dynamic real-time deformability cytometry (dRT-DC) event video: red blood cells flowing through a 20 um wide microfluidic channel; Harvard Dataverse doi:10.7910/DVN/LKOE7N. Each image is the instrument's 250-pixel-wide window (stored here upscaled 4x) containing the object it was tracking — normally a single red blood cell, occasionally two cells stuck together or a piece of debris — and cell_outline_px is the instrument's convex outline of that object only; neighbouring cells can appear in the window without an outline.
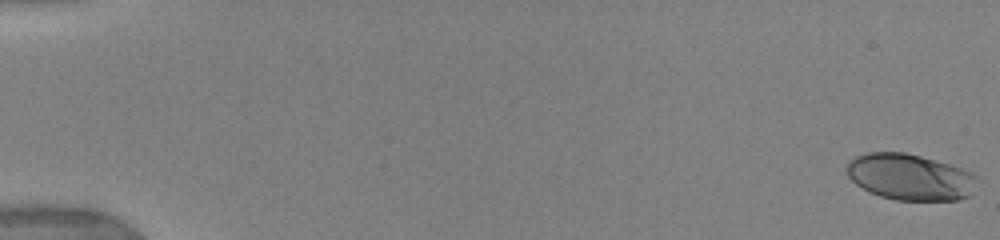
{"species": "human", "species_latin": "Homo sapiens", "temperature_condition": "warm", "stored_images_in_passage": 50, "camera_frame_rate_fps": 3000, "um_per_image_px": 0.085, "donor": {"sex": "female"}, "frame": {"image": 1, "passage_image": 1, "time_ms": 0.0, "image_size_px": [1000, 240], "cell_outline_px": [[980, 180], [972, 196], [956, 200], [896, 200], [880, 196], [868, 192], [856, 184], [848, 176], [848, 160], [864, 152], [904, 152], [920, 156], [948, 164], [972, 172]], "centroid_in_image_um": [77.39, 15.06], "position_along_channel_um": 7.6, "area_um2": 35.43}}
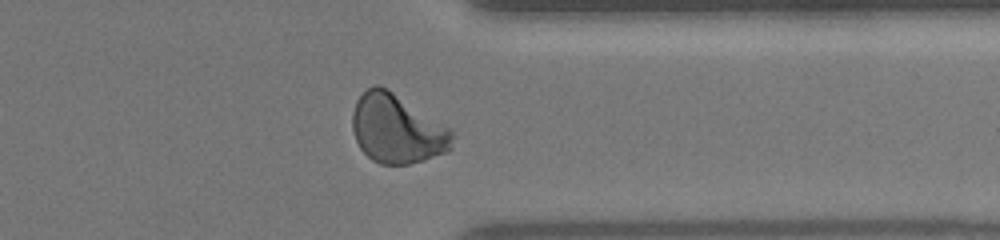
{"frame": {"image": 2, "passage_image": 40, "time_ms": 14.0, "image_size_px": [1000, 240], "cell_outline_px": [[456, 136], [452, 148], [448, 152], [424, 160], [408, 164], [380, 164], [372, 160], [360, 148], [356, 140], [352, 128], [352, 112], [356, 100], [368, 88], [376, 84], [380, 84], [388, 88], [452, 128]], "centroid_in_image_um": [33.79, 10.95], "position_along_channel_um": 377.6, "area_um2": 40.81}}
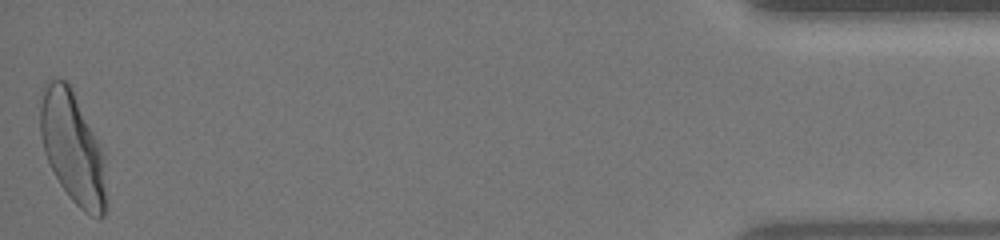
{"frame": {"image": 3, "passage_image": 50, "time_ms": 17.333, "image_size_px": [1000, 240], "cell_outline_px": [[104, 216], [96, 216], [84, 212], [68, 196], [60, 184], [44, 152], [40, 132], [40, 104], [48, 80], [64, 80], [68, 84], [104, 156]], "centroid_in_image_um": [6.13, 12.59], "position_along_channel_um": 429.1, "area_um2": 40.98}, "authors_computed_cell_mechanics": {"area_um2": 37.7723, "velocity_mm_per_s": 3.8978, "shape_relaxation_time_tau1_ms": 4.1493, "shape_relaxation_time_tau2_ms": null, "deformation_change_tau1": 0.2017, "deformation_change_tau2": null}}